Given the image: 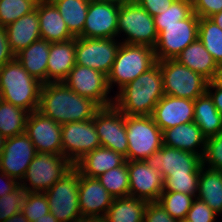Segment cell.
<instances>
[{
  "label": "cell",
  "instance_id": "6da1fadb",
  "mask_svg": "<svg viewBox=\"0 0 222 222\" xmlns=\"http://www.w3.org/2000/svg\"><path fill=\"white\" fill-rule=\"evenodd\" d=\"M100 108L96 102L77 94L63 82L42 85L38 111L58 124L93 119Z\"/></svg>",
  "mask_w": 222,
  "mask_h": 222
},
{
  "label": "cell",
  "instance_id": "7a4b0ae2",
  "mask_svg": "<svg viewBox=\"0 0 222 222\" xmlns=\"http://www.w3.org/2000/svg\"><path fill=\"white\" fill-rule=\"evenodd\" d=\"M164 95L163 77L160 66L156 63L148 71L119 89L113 105L124 115L149 116Z\"/></svg>",
  "mask_w": 222,
  "mask_h": 222
},
{
  "label": "cell",
  "instance_id": "3957f363",
  "mask_svg": "<svg viewBox=\"0 0 222 222\" xmlns=\"http://www.w3.org/2000/svg\"><path fill=\"white\" fill-rule=\"evenodd\" d=\"M42 85L15 58L0 68V92L3 101L30 113L38 111Z\"/></svg>",
  "mask_w": 222,
  "mask_h": 222
},
{
  "label": "cell",
  "instance_id": "277c9868",
  "mask_svg": "<svg viewBox=\"0 0 222 222\" xmlns=\"http://www.w3.org/2000/svg\"><path fill=\"white\" fill-rule=\"evenodd\" d=\"M156 63L153 48L121 42L111 71L107 75L110 91L115 86L114 84H116L118 90L121 89L124 85L138 78L139 75L148 71Z\"/></svg>",
  "mask_w": 222,
  "mask_h": 222
},
{
  "label": "cell",
  "instance_id": "5b68a950",
  "mask_svg": "<svg viewBox=\"0 0 222 222\" xmlns=\"http://www.w3.org/2000/svg\"><path fill=\"white\" fill-rule=\"evenodd\" d=\"M124 33L126 39L121 41L126 44L145 45L154 49L158 33L151 16L135 0H128L120 4L118 14L117 37Z\"/></svg>",
  "mask_w": 222,
  "mask_h": 222
},
{
  "label": "cell",
  "instance_id": "8992f818",
  "mask_svg": "<svg viewBox=\"0 0 222 222\" xmlns=\"http://www.w3.org/2000/svg\"><path fill=\"white\" fill-rule=\"evenodd\" d=\"M127 161H144L163 146L162 130L149 116L125 115Z\"/></svg>",
  "mask_w": 222,
  "mask_h": 222
},
{
  "label": "cell",
  "instance_id": "52a82bcc",
  "mask_svg": "<svg viewBox=\"0 0 222 222\" xmlns=\"http://www.w3.org/2000/svg\"><path fill=\"white\" fill-rule=\"evenodd\" d=\"M165 95L195 100L207 92L208 80L175 59L157 61Z\"/></svg>",
  "mask_w": 222,
  "mask_h": 222
},
{
  "label": "cell",
  "instance_id": "ba28073f",
  "mask_svg": "<svg viewBox=\"0 0 222 222\" xmlns=\"http://www.w3.org/2000/svg\"><path fill=\"white\" fill-rule=\"evenodd\" d=\"M73 168L74 164L63 155L37 153L29 164L20 185L27 192L44 193Z\"/></svg>",
  "mask_w": 222,
  "mask_h": 222
},
{
  "label": "cell",
  "instance_id": "9c48e42d",
  "mask_svg": "<svg viewBox=\"0 0 222 222\" xmlns=\"http://www.w3.org/2000/svg\"><path fill=\"white\" fill-rule=\"evenodd\" d=\"M199 17L193 12L185 20L172 25H155L158 39L154 47L157 61L175 59L198 38Z\"/></svg>",
  "mask_w": 222,
  "mask_h": 222
},
{
  "label": "cell",
  "instance_id": "30bf717a",
  "mask_svg": "<svg viewBox=\"0 0 222 222\" xmlns=\"http://www.w3.org/2000/svg\"><path fill=\"white\" fill-rule=\"evenodd\" d=\"M79 176L73 168L44 192L50 213L59 222H77L82 217L78 198Z\"/></svg>",
  "mask_w": 222,
  "mask_h": 222
},
{
  "label": "cell",
  "instance_id": "8fae6325",
  "mask_svg": "<svg viewBox=\"0 0 222 222\" xmlns=\"http://www.w3.org/2000/svg\"><path fill=\"white\" fill-rule=\"evenodd\" d=\"M116 40L117 38L76 37V64L92 68L107 76L121 44Z\"/></svg>",
  "mask_w": 222,
  "mask_h": 222
},
{
  "label": "cell",
  "instance_id": "7c38bea8",
  "mask_svg": "<svg viewBox=\"0 0 222 222\" xmlns=\"http://www.w3.org/2000/svg\"><path fill=\"white\" fill-rule=\"evenodd\" d=\"M68 88L96 102L100 107L113 105L114 98L109 97L107 76L97 70L75 64L62 81Z\"/></svg>",
  "mask_w": 222,
  "mask_h": 222
},
{
  "label": "cell",
  "instance_id": "4fadbf2b",
  "mask_svg": "<svg viewBox=\"0 0 222 222\" xmlns=\"http://www.w3.org/2000/svg\"><path fill=\"white\" fill-rule=\"evenodd\" d=\"M62 155L73 164L84 155L101 147L94 118L61 125Z\"/></svg>",
  "mask_w": 222,
  "mask_h": 222
},
{
  "label": "cell",
  "instance_id": "5bb4252c",
  "mask_svg": "<svg viewBox=\"0 0 222 222\" xmlns=\"http://www.w3.org/2000/svg\"><path fill=\"white\" fill-rule=\"evenodd\" d=\"M94 123L101 146L121 154L127 160L125 115L114 105L101 107L94 116Z\"/></svg>",
  "mask_w": 222,
  "mask_h": 222
},
{
  "label": "cell",
  "instance_id": "9a60e30c",
  "mask_svg": "<svg viewBox=\"0 0 222 222\" xmlns=\"http://www.w3.org/2000/svg\"><path fill=\"white\" fill-rule=\"evenodd\" d=\"M144 162L160 172L164 179L168 175L200 174L202 158L194 153L163 145Z\"/></svg>",
  "mask_w": 222,
  "mask_h": 222
},
{
  "label": "cell",
  "instance_id": "2e32d148",
  "mask_svg": "<svg viewBox=\"0 0 222 222\" xmlns=\"http://www.w3.org/2000/svg\"><path fill=\"white\" fill-rule=\"evenodd\" d=\"M36 154L35 147L26 133L7 138L0 153V171L20 183Z\"/></svg>",
  "mask_w": 222,
  "mask_h": 222
},
{
  "label": "cell",
  "instance_id": "e0dca14e",
  "mask_svg": "<svg viewBox=\"0 0 222 222\" xmlns=\"http://www.w3.org/2000/svg\"><path fill=\"white\" fill-rule=\"evenodd\" d=\"M25 133L37 153L62 155L61 124L51 118L43 116L39 111L31 112Z\"/></svg>",
  "mask_w": 222,
  "mask_h": 222
},
{
  "label": "cell",
  "instance_id": "ac0fdd59",
  "mask_svg": "<svg viewBox=\"0 0 222 222\" xmlns=\"http://www.w3.org/2000/svg\"><path fill=\"white\" fill-rule=\"evenodd\" d=\"M129 196L146 202H156L163 191V177L144 161H127Z\"/></svg>",
  "mask_w": 222,
  "mask_h": 222
},
{
  "label": "cell",
  "instance_id": "d6986e66",
  "mask_svg": "<svg viewBox=\"0 0 222 222\" xmlns=\"http://www.w3.org/2000/svg\"><path fill=\"white\" fill-rule=\"evenodd\" d=\"M120 5L91 1L88 5L83 38L117 37L118 14Z\"/></svg>",
  "mask_w": 222,
  "mask_h": 222
},
{
  "label": "cell",
  "instance_id": "ffe728a7",
  "mask_svg": "<svg viewBox=\"0 0 222 222\" xmlns=\"http://www.w3.org/2000/svg\"><path fill=\"white\" fill-rule=\"evenodd\" d=\"M151 116L162 131L193 122L194 100L164 95L156 104Z\"/></svg>",
  "mask_w": 222,
  "mask_h": 222
},
{
  "label": "cell",
  "instance_id": "44dd1931",
  "mask_svg": "<svg viewBox=\"0 0 222 222\" xmlns=\"http://www.w3.org/2000/svg\"><path fill=\"white\" fill-rule=\"evenodd\" d=\"M78 198L82 216H105L114 197L98 178L79 176Z\"/></svg>",
  "mask_w": 222,
  "mask_h": 222
},
{
  "label": "cell",
  "instance_id": "7402d4cb",
  "mask_svg": "<svg viewBox=\"0 0 222 222\" xmlns=\"http://www.w3.org/2000/svg\"><path fill=\"white\" fill-rule=\"evenodd\" d=\"M162 136L163 145L194 153L201 158L204 155L206 138L203 136L201 129L194 122L167 128L162 131Z\"/></svg>",
  "mask_w": 222,
  "mask_h": 222
},
{
  "label": "cell",
  "instance_id": "603a6c76",
  "mask_svg": "<svg viewBox=\"0 0 222 222\" xmlns=\"http://www.w3.org/2000/svg\"><path fill=\"white\" fill-rule=\"evenodd\" d=\"M37 12L42 39L50 43H56L75 38L68 30L63 17L51 0H39Z\"/></svg>",
  "mask_w": 222,
  "mask_h": 222
},
{
  "label": "cell",
  "instance_id": "cb8c5ba5",
  "mask_svg": "<svg viewBox=\"0 0 222 222\" xmlns=\"http://www.w3.org/2000/svg\"><path fill=\"white\" fill-rule=\"evenodd\" d=\"M76 37L63 42L50 43L47 60V83L62 82L70 73L75 61Z\"/></svg>",
  "mask_w": 222,
  "mask_h": 222
},
{
  "label": "cell",
  "instance_id": "d4e9b609",
  "mask_svg": "<svg viewBox=\"0 0 222 222\" xmlns=\"http://www.w3.org/2000/svg\"><path fill=\"white\" fill-rule=\"evenodd\" d=\"M125 161L121 154L101 146L84 155L74 164V168L80 175L97 178L108 170L121 166Z\"/></svg>",
  "mask_w": 222,
  "mask_h": 222
},
{
  "label": "cell",
  "instance_id": "484cf974",
  "mask_svg": "<svg viewBox=\"0 0 222 222\" xmlns=\"http://www.w3.org/2000/svg\"><path fill=\"white\" fill-rule=\"evenodd\" d=\"M11 51L16 55L31 43L39 40V17L37 7L34 11L20 17L5 27Z\"/></svg>",
  "mask_w": 222,
  "mask_h": 222
},
{
  "label": "cell",
  "instance_id": "4316f807",
  "mask_svg": "<svg viewBox=\"0 0 222 222\" xmlns=\"http://www.w3.org/2000/svg\"><path fill=\"white\" fill-rule=\"evenodd\" d=\"M175 60L202 75L208 81H214L219 68L212 55L198 38L188 45Z\"/></svg>",
  "mask_w": 222,
  "mask_h": 222
},
{
  "label": "cell",
  "instance_id": "83f0119b",
  "mask_svg": "<svg viewBox=\"0 0 222 222\" xmlns=\"http://www.w3.org/2000/svg\"><path fill=\"white\" fill-rule=\"evenodd\" d=\"M49 49L50 42L40 38L15 55V59L22 64L23 68L43 84L47 83Z\"/></svg>",
  "mask_w": 222,
  "mask_h": 222
},
{
  "label": "cell",
  "instance_id": "f1b7e54d",
  "mask_svg": "<svg viewBox=\"0 0 222 222\" xmlns=\"http://www.w3.org/2000/svg\"><path fill=\"white\" fill-rule=\"evenodd\" d=\"M196 198L205 202L217 215H221L222 170L206 168L203 164L201 165Z\"/></svg>",
  "mask_w": 222,
  "mask_h": 222
},
{
  "label": "cell",
  "instance_id": "f546056e",
  "mask_svg": "<svg viewBox=\"0 0 222 222\" xmlns=\"http://www.w3.org/2000/svg\"><path fill=\"white\" fill-rule=\"evenodd\" d=\"M193 122L206 139L222 132V117L207 92L194 100Z\"/></svg>",
  "mask_w": 222,
  "mask_h": 222
},
{
  "label": "cell",
  "instance_id": "4dcf8cb0",
  "mask_svg": "<svg viewBox=\"0 0 222 222\" xmlns=\"http://www.w3.org/2000/svg\"><path fill=\"white\" fill-rule=\"evenodd\" d=\"M147 203L131 196L114 198L105 217L108 222H144Z\"/></svg>",
  "mask_w": 222,
  "mask_h": 222
},
{
  "label": "cell",
  "instance_id": "1f68e13d",
  "mask_svg": "<svg viewBox=\"0 0 222 222\" xmlns=\"http://www.w3.org/2000/svg\"><path fill=\"white\" fill-rule=\"evenodd\" d=\"M63 17L68 30L74 37H80L86 22L90 0H51Z\"/></svg>",
  "mask_w": 222,
  "mask_h": 222
},
{
  "label": "cell",
  "instance_id": "d6a6232c",
  "mask_svg": "<svg viewBox=\"0 0 222 222\" xmlns=\"http://www.w3.org/2000/svg\"><path fill=\"white\" fill-rule=\"evenodd\" d=\"M30 112L3 101L0 105V135L5 139L25 133Z\"/></svg>",
  "mask_w": 222,
  "mask_h": 222
},
{
  "label": "cell",
  "instance_id": "836d02e7",
  "mask_svg": "<svg viewBox=\"0 0 222 222\" xmlns=\"http://www.w3.org/2000/svg\"><path fill=\"white\" fill-rule=\"evenodd\" d=\"M198 39L218 65L222 64V29L210 18H199Z\"/></svg>",
  "mask_w": 222,
  "mask_h": 222
},
{
  "label": "cell",
  "instance_id": "e575fe53",
  "mask_svg": "<svg viewBox=\"0 0 222 222\" xmlns=\"http://www.w3.org/2000/svg\"><path fill=\"white\" fill-rule=\"evenodd\" d=\"M97 178L112 197L120 198L129 196L127 160L121 166L110 169Z\"/></svg>",
  "mask_w": 222,
  "mask_h": 222
},
{
  "label": "cell",
  "instance_id": "d590c367",
  "mask_svg": "<svg viewBox=\"0 0 222 222\" xmlns=\"http://www.w3.org/2000/svg\"><path fill=\"white\" fill-rule=\"evenodd\" d=\"M194 199L189 194L162 191L158 202L172 218L180 221L186 218Z\"/></svg>",
  "mask_w": 222,
  "mask_h": 222
},
{
  "label": "cell",
  "instance_id": "8d00e7d4",
  "mask_svg": "<svg viewBox=\"0 0 222 222\" xmlns=\"http://www.w3.org/2000/svg\"><path fill=\"white\" fill-rule=\"evenodd\" d=\"M38 2L39 0H0V26L6 27L34 11Z\"/></svg>",
  "mask_w": 222,
  "mask_h": 222
},
{
  "label": "cell",
  "instance_id": "74e56055",
  "mask_svg": "<svg viewBox=\"0 0 222 222\" xmlns=\"http://www.w3.org/2000/svg\"><path fill=\"white\" fill-rule=\"evenodd\" d=\"M200 174L168 175L163 180V191L180 192L196 198Z\"/></svg>",
  "mask_w": 222,
  "mask_h": 222
},
{
  "label": "cell",
  "instance_id": "f35d334b",
  "mask_svg": "<svg viewBox=\"0 0 222 222\" xmlns=\"http://www.w3.org/2000/svg\"><path fill=\"white\" fill-rule=\"evenodd\" d=\"M193 13L192 3L185 0H174L171 6L161 14L154 16L155 25L177 24Z\"/></svg>",
  "mask_w": 222,
  "mask_h": 222
},
{
  "label": "cell",
  "instance_id": "ab89813d",
  "mask_svg": "<svg viewBox=\"0 0 222 222\" xmlns=\"http://www.w3.org/2000/svg\"><path fill=\"white\" fill-rule=\"evenodd\" d=\"M21 211L29 222H35L36 219L50 213L49 203L45 193L27 192V197Z\"/></svg>",
  "mask_w": 222,
  "mask_h": 222
},
{
  "label": "cell",
  "instance_id": "60d3db41",
  "mask_svg": "<svg viewBox=\"0 0 222 222\" xmlns=\"http://www.w3.org/2000/svg\"><path fill=\"white\" fill-rule=\"evenodd\" d=\"M26 197L27 191H25L21 185L11 191L8 195L0 197V222H3L12 215L20 212Z\"/></svg>",
  "mask_w": 222,
  "mask_h": 222
},
{
  "label": "cell",
  "instance_id": "b9f144b4",
  "mask_svg": "<svg viewBox=\"0 0 222 222\" xmlns=\"http://www.w3.org/2000/svg\"><path fill=\"white\" fill-rule=\"evenodd\" d=\"M202 164L208 168L222 170V132L206 139Z\"/></svg>",
  "mask_w": 222,
  "mask_h": 222
},
{
  "label": "cell",
  "instance_id": "7bdbcfd3",
  "mask_svg": "<svg viewBox=\"0 0 222 222\" xmlns=\"http://www.w3.org/2000/svg\"><path fill=\"white\" fill-rule=\"evenodd\" d=\"M216 213L203 201L195 198L186 219L191 222H215Z\"/></svg>",
  "mask_w": 222,
  "mask_h": 222
},
{
  "label": "cell",
  "instance_id": "ee69618b",
  "mask_svg": "<svg viewBox=\"0 0 222 222\" xmlns=\"http://www.w3.org/2000/svg\"><path fill=\"white\" fill-rule=\"evenodd\" d=\"M193 12L199 18H209L222 11V0H193Z\"/></svg>",
  "mask_w": 222,
  "mask_h": 222
},
{
  "label": "cell",
  "instance_id": "f6af8a7d",
  "mask_svg": "<svg viewBox=\"0 0 222 222\" xmlns=\"http://www.w3.org/2000/svg\"><path fill=\"white\" fill-rule=\"evenodd\" d=\"M144 222H179L172 218L158 201L148 202L144 212Z\"/></svg>",
  "mask_w": 222,
  "mask_h": 222
},
{
  "label": "cell",
  "instance_id": "bcb514c9",
  "mask_svg": "<svg viewBox=\"0 0 222 222\" xmlns=\"http://www.w3.org/2000/svg\"><path fill=\"white\" fill-rule=\"evenodd\" d=\"M142 6L151 16L161 14L168 9L174 0H135Z\"/></svg>",
  "mask_w": 222,
  "mask_h": 222
},
{
  "label": "cell",
  "instance_id": "7dc6e473",
  "mask_svg": "<svg viewBox=\"0 0 222 222\" xmlns=\"http://www.w3.org/2000/svg\"><path fill=\"white\" fill-rule=\"evenodd\" d=\"M14 58L15 54L10 49L5 27L0 26V68Z\"/></svg>",
  "mask_w": 222,
  "mask_h": 222
},
{
  "label": "cell",
  "instance_id": "c3c4849f",
  "mask_svg": "<svg viewBox=\"0 0 222 222\" xmlns=\"http://www.w3.org/2000/svg\"><path fill=\"white\" fill-rule=\"evenodd\" d=\"M214 92H212L213 90ZM207 93L213 100V103L222 117V88L218 86L214 81H209L207 86Z\"/></svg>",
  "mask_w": 222,
  "mask_h": 222
},
{
  "label": "cell",
  "instance_id": "681fc988",
  "mask_svg": "<svg viewBox=\"0 0 222 222\" xmlns=\"http://www.w3.org/2000/svg\"><path fill=\"white\" fill-rule=\"evenodd\" d=\"M0 181V183H2V181L4 182V185L2 184L3 186L0 185V197L8 195L11 191L15 190L20 185L16 179L8 176L5 172L2 171H0Z\"/></svg>",
  "mask_w": 222,
  "mask_h": 222
},
{
  "label": "cell",
  "instance_id": "f907efd6",
  "mask_svg": "<svg viewBox=\"0 0 222 222\" xmlns=\"http://www.w3.org/2000/svg\"><path fill=\"white\" fill-rule=\"evenodd\" d=\"M77 222H108L105 216H82Z\"/></svg>",
  "mask_w": 222,
  "mask_h": 222
},
{
  "label": "cell",
  "instance_id": "816d5d0a",
  "mask_svg": "<svg viewBox=\"0 0 222 222\" xmlns=\"http://www.w3.org/2000/svg\"><path fill=\"white\" fill-rule=\"evenodd\" d=\"M3 222H29V220L25 217L22 211H20Z\"/></svg>",
  "mask_w": 222,
  "mask_h": 222
},
{
  "label": "cell",
  "instance_id": "f5cc1de1",
  "mask_svg": "<svg viewBox=\"0 0 222 222\" xmlns=\"http://www.w3.org/2000/svg\"><path fill=\"white\" fill-rule=\"evenodd\" d=\"M35 222H59L51 213L43 215V217L36 219Z\"/></svg>",
  "mask_w": 222,
  "mask_h": 222
},
{
  "label": "cell",
  "instance_id": "db71d44e",
  "mask_svg": "<svg viewBox=\"0 0 222 222\" xmlns=\"http://www.w3.org/2000/svg\"><path fill=\"white\" fill-rule=\"evenodd\" d=\"M212 21H214L221 29H222V11L213 14L209 17Z\"/></svg>",
  "mask_w": 222,
  "mask_h": 222
},
{
  "label": "cell",
  "instance_id": "11a10c76",
  "mask_svg": "<svg viewBox=\"0 0 222 222\" xmlns=\"http://www.w3.org/2000/svg\"><path fill=\"white\" fill-rule=\"evenodd\" d=\"M214 82L222 88V64L219 65Z\"/></svg>",
  "mask_w": 222,
  "mask_h": 222
},
{
  "label": "cell",
  "instance_id": "9f6ffc18",
  "mask_svg": "<svg viewBox=\"0 0 222 222\" xmlns=\"http://www.w3.org/2000/svg\"><path fill=\"white\" fill-rule=\"evenodd\" d=\"M91 1H95V2H105V3H112V4H122L125 3L128 0H91Z\"/></svg>",
  "mask_w": 222,
  "mask_h": 222
},
{
  "label": "cell",
  "instance_id": "6f0895ef",
  "mask_svg": "<svg viewBox=\"0 0 222 222\" xmlns=\"http://www.w3.org/2000/svg\"><path fill=\"white\" fill-rule=\"evenodd\" d=\"M5 140H6V139L0 135V153H1V152L3 151V149H4Z\"/></svg>",
  "mask_w": 222,
  "mask_h": 222
},
{
  "label": "cell",
  "instance_id": "680465c9",
  "mask_svg": "<svg viewBox=\"0 0 222 222\" xmlns=\"http://www.w3.org/2000/svg\"><path fill=\"white\" fill-rule=\"evenodd\" d=\"M2 102H3V96H2V93L0 92V105Z\"/></svg>",
  "mask_w": 222,
  "mask_h": 222
},
{
  "label": "cell",
  "instance_id": "91938a15",
  "mask_svg": "<svg viewBox=\"0 0 222 222\" xmlns=\"http://www.w3.org/2000/svg\"><path fill=\"white\" fill-rule=\"evenodd\" d=\"M179 222H191L190 220H187L186 218L183 220H180Z\"/></svg>",
  "mask_w": 222,
  "mask_h": 222
}]
</instances>
